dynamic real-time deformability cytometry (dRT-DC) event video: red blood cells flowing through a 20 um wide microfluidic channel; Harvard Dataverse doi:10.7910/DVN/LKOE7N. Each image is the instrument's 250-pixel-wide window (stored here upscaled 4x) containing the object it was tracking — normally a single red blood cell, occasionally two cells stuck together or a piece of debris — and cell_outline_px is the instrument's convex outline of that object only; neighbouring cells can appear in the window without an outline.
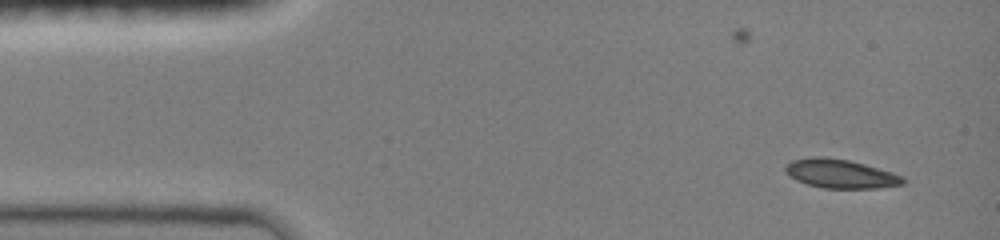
{"species": "common noctule bat (a hibernating species)", "species_latin": "Nyctalus noctula", "temperature_condition": "room temperature", "stored_images_in_passage": 14, "camera_frame_rate_fps": 3000, "um_per_image_px": 0.085, "animal": {"sex": "female", "body_mass_g": 19.0, "forearm_length_mm": 51.5}, "frame": {"image": 1, "passage_image": 1, "time_ms": 0.0, "image_size_px": [1000, 240], "cell_outline_px": [[904, 184], [880, 188], [824, 188], [808, 184], [796, 180], [784, 172], [784, 168], [792, 160], [812, 156], [824, 156], [848, 160], [864, 164], [892, 172], [904, 176]], "centroid_in_image_um": [71.44, 14.76], "position_along_channel_um": 13.6, "area_um2": 19.83}}
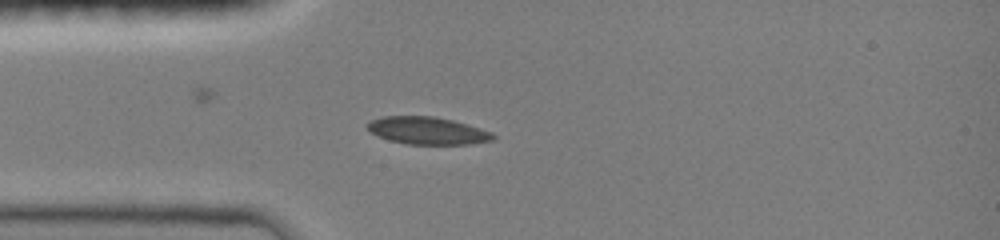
{"frame": {"image": 2, "passage_image": 8, "time_ms": 3.0, "image_size_px": [1000, 240], "cell_outline_px": [[496, 136], [492, 140], [472, 144], [408, 144], [388, 140], [364, 128], [364, 124], [372, 120], [384, 116], [436, 116], [452, 120], [480, 128], [492, 132]], "centroid_in_image_um": [36.31, 11.1], "position_along_channel_um": 48.7, "area_um2": 20.11}}
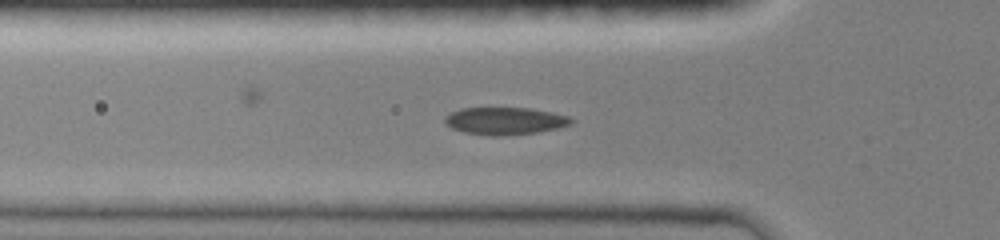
{"frame": {"image": 3, "passage_image": 12, "time_ms": 4.0, "image_size_px": [1000, 240], "cell_outline_px": [[576, 120], [572, 124], [556, 128], [536, 132], [496, 136], [492, 136], [464, 132], [452, 128], [444, 124], [444, 116], [460, 108], [532, 108], [552, 112], [568, 116]], "centroid_in_image_um": [42.91, 10.27], "position_along_channel_um": 82.9, "area_um2": 20.17}}